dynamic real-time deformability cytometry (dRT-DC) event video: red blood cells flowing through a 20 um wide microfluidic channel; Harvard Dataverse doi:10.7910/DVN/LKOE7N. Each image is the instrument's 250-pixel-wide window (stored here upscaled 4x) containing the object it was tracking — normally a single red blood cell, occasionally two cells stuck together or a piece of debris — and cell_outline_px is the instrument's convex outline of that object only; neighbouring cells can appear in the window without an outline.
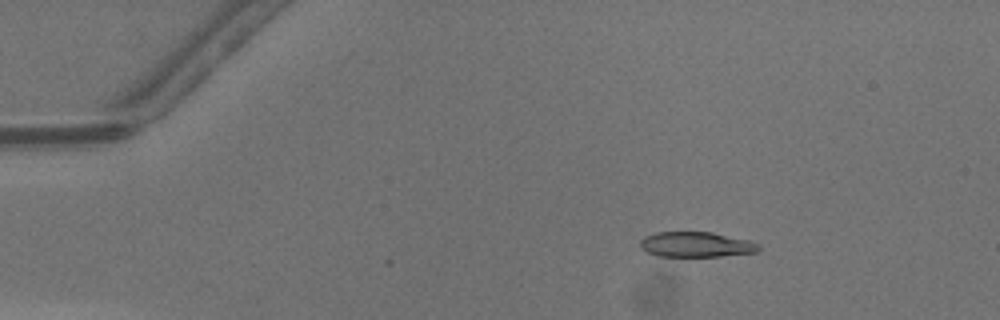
{"species": "common noctule bat (a hibernating species)", "species_latin": "Nyctalus noctula", "temperature_condition": "warm", "stored_images_in_passage": 37, "camera_frame_rate_fps": 3000, "um_per_image_px": 0.085, "animal": {"sex": "male", "body_mass_g": 13.3}, "frame": {"image": 1, "passage_image": 3, "time_ms": 0.667, "image_size_px": [1000, 320], "cell_outline_px": [[760, 248], [756, 252], [720, 256], [660, 256], [648, 252], [640, 248], [640, 240], [644, 236], [656, 232], [712, 232], [752, 240], [760, 244]], "centroid_in_image_um": [59.19, 20.77], "position_along_channel_um": 25.8, "area_um2": 17.51}}
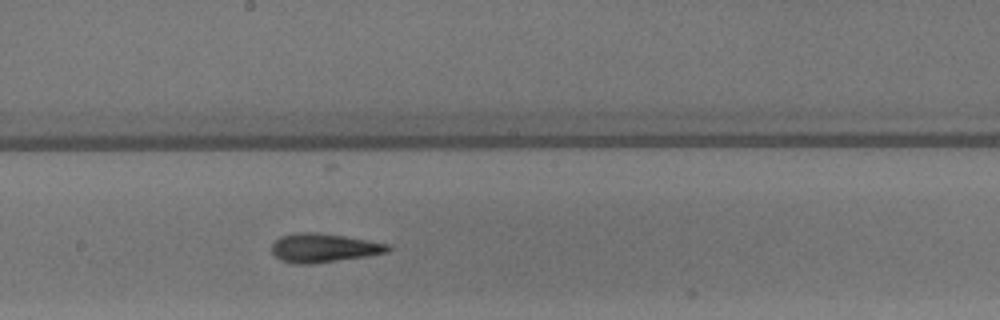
{"frame": {"image": 2, "passage_image": 22, "time_ms": 7.0, "image_size_px": [1000, 320], "cell_outline_px": [[392, 248], [388, 252], [316, 264], [292, 264], [280, 260], [272, 252], [272, 244], [280, 236], [304, 232], [312, 232], [344, 236], [388, 244]], "centroid_in_image_um": [27.49, 21.09], "position_along_channel_um": 220.7, "area_um2": 19.36}}
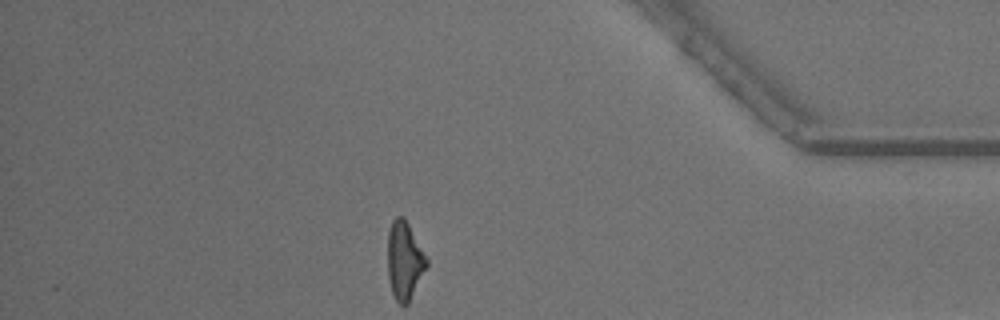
{"frame": {"image": 3, "passage_image": 37, "time_ms": 12.0, "image_size_px": [1000, 320], "cell_outline_px": [[428, 264], [408, 304], [400, 304], [396, 300], [392, 292], [388, 276], [388, 232], [392, 220], [396, 216], [404, 216], [428, 260]], "centroid_in_image_um": [34.37, 22.13], "position_along_channel_um": 400.8, "area_um2": 17.51}, "authors_computed_cell_mechanics": {"area_um2": 18.7272, "velocity_mm_per_s": 4.3322, "shape_relaxation_time_tau1_ms": 4.723, "shape_relaxation_time_tau2_ms": 2.9868, "deformation_change_tau1": 0.1814, "deformation_change_tau2": 0.1336}}